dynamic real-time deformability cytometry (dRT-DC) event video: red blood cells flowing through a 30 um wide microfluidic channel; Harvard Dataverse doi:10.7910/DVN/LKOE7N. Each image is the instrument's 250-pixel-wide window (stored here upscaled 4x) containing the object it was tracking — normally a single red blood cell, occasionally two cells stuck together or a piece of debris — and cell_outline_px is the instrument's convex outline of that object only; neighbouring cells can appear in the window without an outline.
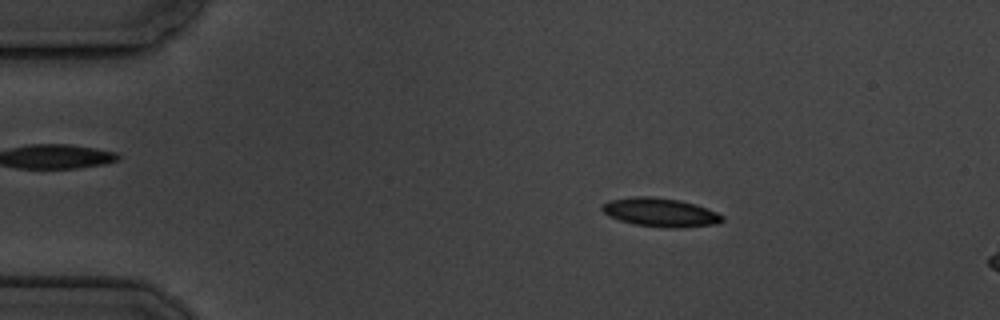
{"species": "common noctule bat (a hibernating species)", "species_latin": "Nyctalus noctula", "temperature_condition": "cold", "stored_images_in_passage": 4, "camera_frame_rate_fps": 3000, "um_per_image_px": 0.085, "animal": {"sex": "male", "body_mass_g": 19.5, "forearm_length_mm": 54.6}, "frame": {"image": 1, "passage_image": 2, "time_ms": 1.333, "image_size_px": [1000, 320], "cell_outline_px": [[724, 220], [716, 224], [680, 228], [668, 228], [632, 224], [608, 216], [600, 208], [608, 200], [636, 196], [652, 196], [680, 200], [696, 204], [708, 208], [724, 216]], "centroid_in_image_um": [56.14, 18.05], "position_along_channel_um": 28.9, "area_um2": 20.29}}